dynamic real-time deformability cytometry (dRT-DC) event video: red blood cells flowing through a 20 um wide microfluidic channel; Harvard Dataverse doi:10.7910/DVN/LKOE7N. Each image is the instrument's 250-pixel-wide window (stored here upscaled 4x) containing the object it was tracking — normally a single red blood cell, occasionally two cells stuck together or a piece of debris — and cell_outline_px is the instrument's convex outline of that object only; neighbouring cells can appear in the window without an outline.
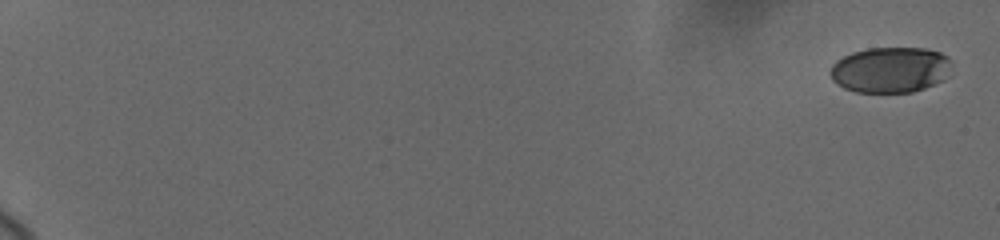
{"species": "human", "species_latin": "Homo sapiens", "temperature_condition": "cold", "stored_images_in_passage": 45, "camera_frame_rate_fps": 3000, "um_per_image_px": 0.085, "donor": {"sex": "female"}, "frame": {"image": 1, "passage_image": 1, "time_ms": 0.0, "image_size_px": [1000, 240], "cell_outline_px": [[948, 76], [944, 80], [924, 88], [912, 92], [856, 92], [844, 88], [836, 84], [832, 80], [828, 72], [832, 64], [836, 60], [852, 52], [868, 48], [924, 48], [940, 52], [948, 56]], "centroid_in_image_um": [75.63, 5.93], "position_along_channel_um": 9.4, "area_um2": 32.43}}
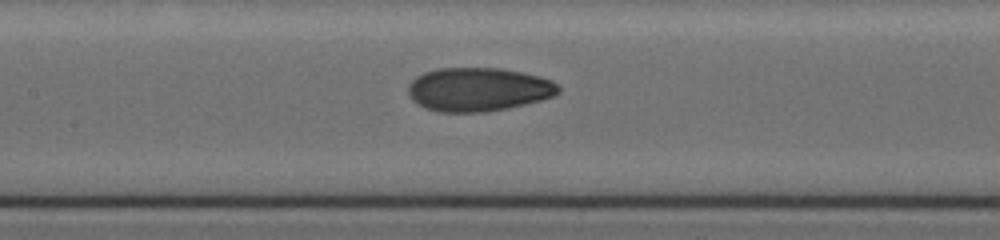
{"frame": {"image": 2, "passage_image": 24, "time_ms": 10.333, "image_size_px": [1000, 240], "cell_outline_px": [[560, 92], [552, 96], [540, 100], [508, 108], [484, 112], [436, 112], [424, 108], [416, 104], [412, 100], [408, 92], [408, 84], [416, 76], [424, 72], [436, 68], [500, 68], [524, 72], [540, 76], [552, 80], [560, 88]], "centroid_in_image_um": [40.63, 7.6], "position_along_channel_um": 166.8, "area_um2": 38.55}}
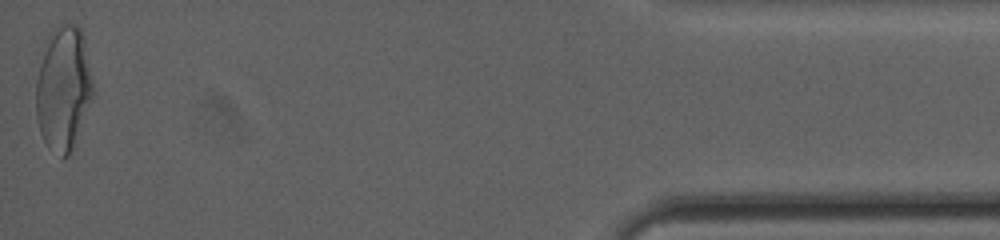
{"frame": {"image": 3, "passage_image": 45, "time_ms": 19.333, "image_size_px": [1000, 240], "cell_outline_px": [[92, 100], [72, 148], [68, 156], [64, 156], [48, 148], [40, 132], [36, 116], [36, 80], [44, 40], [64, 20], [76, 24], [80, 28], [84, 36], [92, 84]], "centroid_in_image_um": [5.36, 7.44], "position_along_channel_um": 429.8, "area_um2": 41.21}, "authors_computed_cell_mechanics": {"area_um2": 36.5874, "velocity_mm_per_s": 3.6841, "shape_relaxation_time_tau1_ms": 9.1692, "shape_relaxation_time_tau2_ms": 1.5084, "deformation_change_tau1": 0.2303, "deformation_change_tau2": 0.0657}}